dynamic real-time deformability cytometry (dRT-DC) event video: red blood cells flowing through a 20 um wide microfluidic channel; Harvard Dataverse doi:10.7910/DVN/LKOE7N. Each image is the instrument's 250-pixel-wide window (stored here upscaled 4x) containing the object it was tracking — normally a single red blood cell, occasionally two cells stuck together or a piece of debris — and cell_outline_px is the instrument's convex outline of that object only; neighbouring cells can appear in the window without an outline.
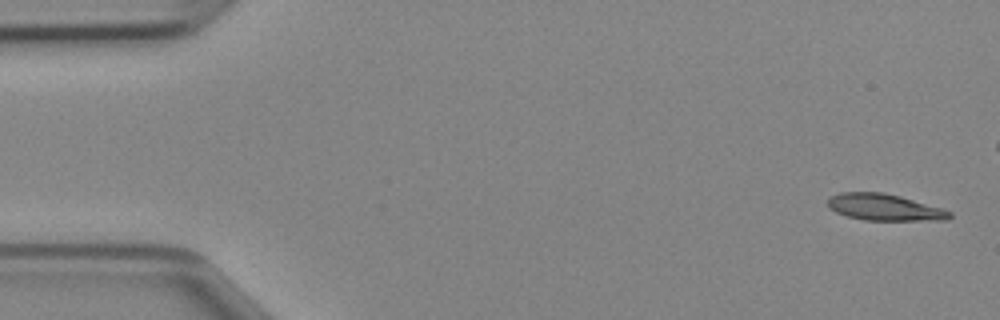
{"species": "Egyptian fruit bat (a non-hibernating species)", "species_latin": "Rousettus aegyptiacus", "temperature_condition": "cold", "stored_images_in_passage": 47, "camera_frame_rate_fps": 3000, "um_per_image_px": 0.085, "animal": {"sex": "female"}, "frame": {"image": 1, "passage_image": 1, "time_ms": 0.0, "image_size_px": [1000, 320], "cell_outline_px": [[952, 216], [948, 220], [864, 220], [848, 216], [836, 212], [828, 208], [828, 196], [840, 192], [884, 192], [900, 196], [944, 208], [952, 212]], "centroid_in_image_um": [75.19, 17.61], "position_along_channel_um": 9.8, "area_um2": 19.07}}
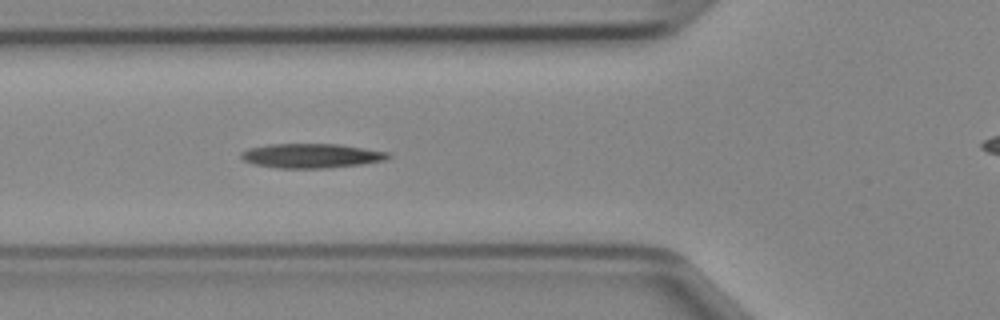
{"frame": {"image": 2, "passage_image": 16, "time_ms": 5.0, "image_size_px": [1000, 320], "cell_outline_px": [[392, 156], [384, 160], [360, 164], [328, 168], [276, 168], [256, 164], [244, 160], [240, 156], [240, 152], [248, 148], [268, 144], [340, 144], [388, 152]], "centroid_in_image_um": [26.45, 13.23], "position_along_channel_um": 99.4, "area_um2": 20.87}}
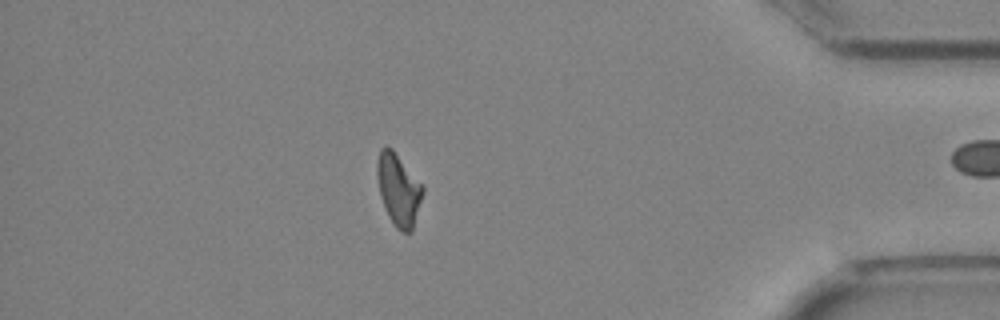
{"frame": {"image": 3, "passage_image": 40, "time_ms": 13.0, "image_size_px": [1000, 320], "cell_outline_px": [[424, 192], [412, 232], [400, 232], [396, 228], [388, 216], [380, 196], [376, 176], [376, 160], [380, 148], [384, 144], [392, 148], [424, 184]], "centroid_in_image_um": [33.87, 16.08], "position_along_channel_um": 401.3, "area_um2": 19.77}}